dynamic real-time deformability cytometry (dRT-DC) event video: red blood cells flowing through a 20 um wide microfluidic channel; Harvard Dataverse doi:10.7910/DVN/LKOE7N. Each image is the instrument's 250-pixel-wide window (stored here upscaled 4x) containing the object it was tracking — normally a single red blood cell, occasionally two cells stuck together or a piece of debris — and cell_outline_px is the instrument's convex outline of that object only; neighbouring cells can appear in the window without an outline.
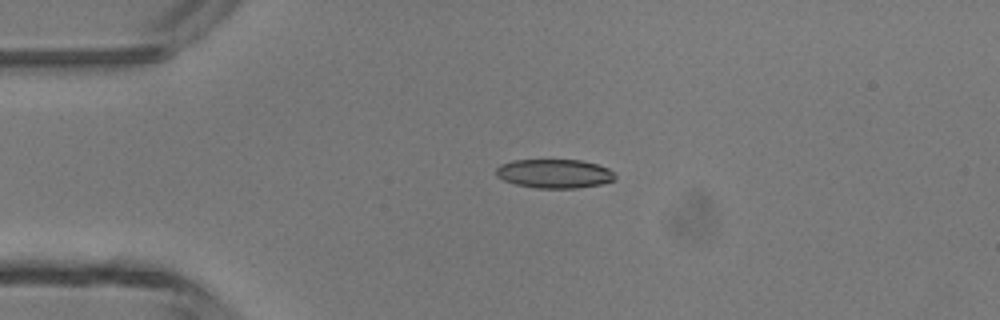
{"species": "common noctule bat (a hibernating species)", "species_latin": "Nyctalus noctula", "temperature_condition": "room temperature", "stored_images_in_passage": 4, "camera_frame_rate_fps": 3000, "um_per_image_px": 0.085, "animal": {"sex": "male", "body_mass_g": 13.3}, "frame": {"image": 1, "passage_image": 3, "time_ms": 2.333, "image_size_px": [1000, 320], "cell_outline_px": [[616, 180], [600, 184], [576, 188], [536, 188], [516, 184], [504, 180], [496, 176], [496, 168], [500, 164], [512, 160], [580, 160], [596, 164], [608, 168], [616, 176]], "centroid_in_image_um": [47.11, 14.75], "position_along_channel_um": 37.9, "area_um2": 20.06}}